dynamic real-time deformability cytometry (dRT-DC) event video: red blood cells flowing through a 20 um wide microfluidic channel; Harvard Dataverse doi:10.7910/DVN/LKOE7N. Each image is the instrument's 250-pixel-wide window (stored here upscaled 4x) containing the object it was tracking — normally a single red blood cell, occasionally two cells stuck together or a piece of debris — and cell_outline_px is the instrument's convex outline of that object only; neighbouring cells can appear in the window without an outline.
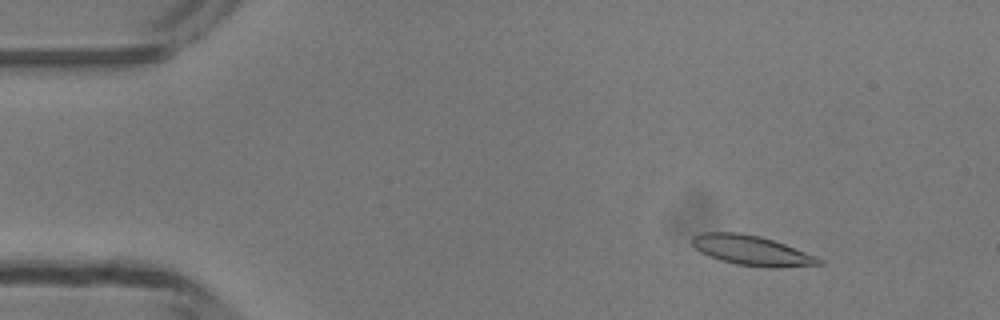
{"species": "common noctule bat (a hibernating species)", "species_latin": "Nyctalus noctula", "temperature_condition": "room temperature", "stored_images_in_passage": 48, "camera_frame_rate_fps": 3000, "um_per_image_px": 0.085, "animal": {"sex": "male", "body_mass_g": 13.3}, "frame": {"image": 1, "passage_image": 5, "time_ms": 1.333, "image_size_px": [1000, 320], "cell_outline_px": [[824, 264], [780, 268], [768, 268], [736, 264], [720, 260], [708, 256], [700, 252], [692, 244], [692, 236], [700, 232], [736, 232], [760, 236], [784, 244], [816, 256], [824, 260]], "centroid_in_image_um": [63.89, 21.3], "position_along_channel_um": 21.1, "area_um2": 22.2}}
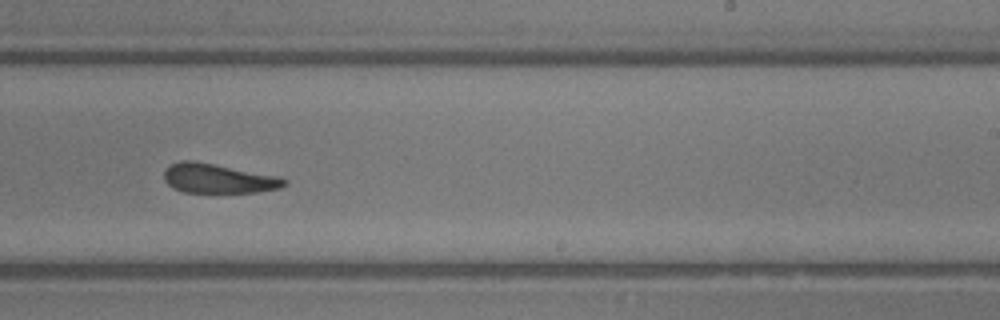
{"frame": {"image": 2, "passage_image": 29, "time_ms": 9.333, "image_size_px": [1000, 320], "cell_outline_px": [[288, 184], [280, 188], [256, 192], [184, 192], [172, 188], [164, 180], [164, 172], [172, 164], [180, 160], [192, 160], [280, 176], [288, 180]], "centroid_in_image_um": [18.58, 15.17], "position_along_channel_um": 270.4, "area_um2": 20.63}}
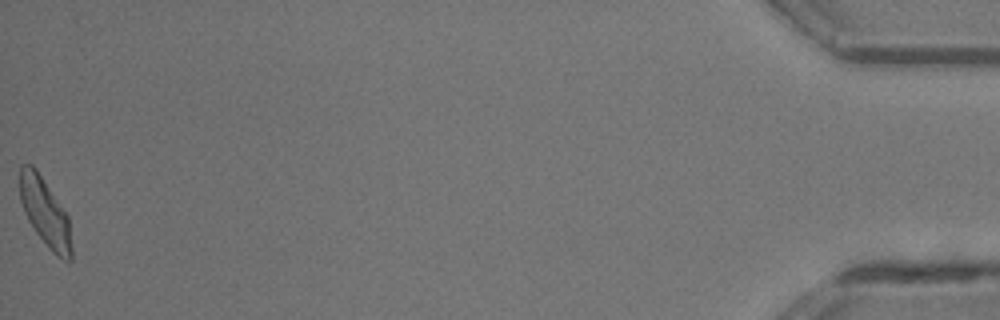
{"frame": {"image": 3, "passage_image": 48, "time_ms": 15.667, "image_size_px": [1000, 320], "cell_outline_px": [[72, 260], [64, 260], [56, 256], [48, 248], [36, 232], [28, 220], [24, 212], [20, 200], [20, 164], [32, 164], [36, 168], [68, 216], [72, 244]], "centroid_in_image_um": [3.83, 18.07], "position_along_channel_um": 431.4, "area_um2": 20.52}, "authors_computed_cell_mechanics": {"area_um2": 21.6172, "velocity_mm_per_s": 4.1963, "shape_relaxation_time_tau1_ms": null, "shape_relaxation_time_tau2_ms": 3.8484, "deformation_change_tau1": null, "deformation_change_tau2": 0.1354}}